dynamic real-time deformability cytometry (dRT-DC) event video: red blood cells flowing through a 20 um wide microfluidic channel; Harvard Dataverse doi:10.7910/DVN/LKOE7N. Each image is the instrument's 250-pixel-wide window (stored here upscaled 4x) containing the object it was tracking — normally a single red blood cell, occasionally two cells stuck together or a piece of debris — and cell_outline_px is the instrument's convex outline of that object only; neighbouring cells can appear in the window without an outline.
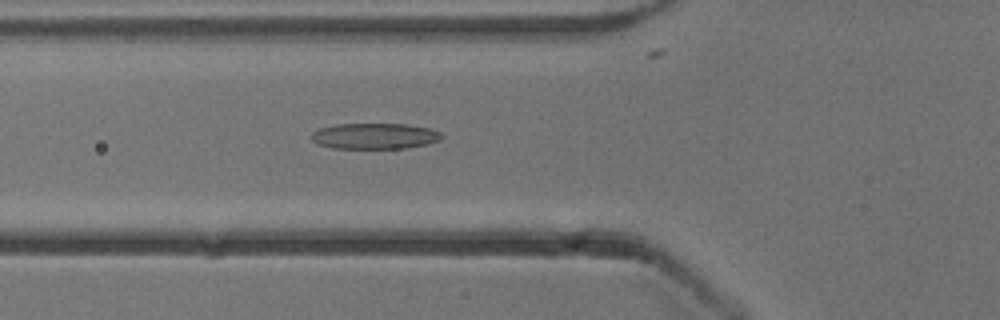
{"species": "common noctule bat (a hibernating species)", "species_latin": "Nyctalus noctula", "temperature_condition": "cold", "stored_images_in_passage": 46, "camera_frame_rate_fps": 3000, "um_per_image_px": 0.085, "animal": {"sex": "male", "body_mass_g": 13.3}, "frame": {"image": 1, "passage_image": 12, "time_ms": 3.667, "image_size_px": [1000, 320], "cell_outline_px": [[444, 136], [440, 140], [428, 144], [404, 148], [332, 148], [316, 144], [308, 136], [312, 132], [320, 128], [336, 124], [408, 124], [428, 128], [440, 132]], "centroid_in_image_um": [31.82, 11.56], "position_along_channel_um": 94.0, "area_um2": 19.77}}
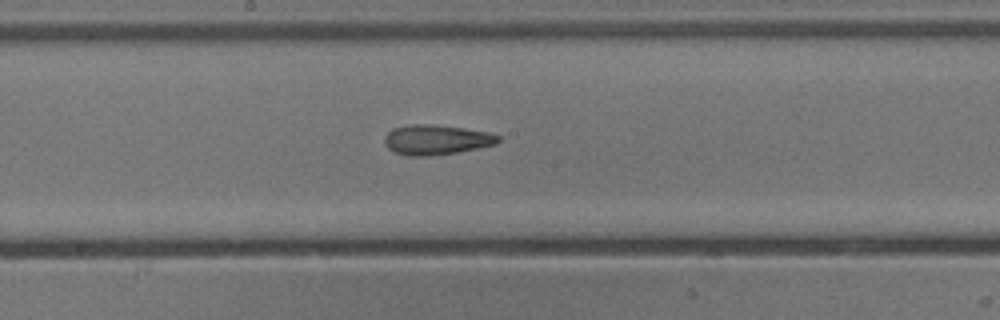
{"frame": {"image": 2, "passage_image": 21, "time_ms": 6.667, "image_size_px": [1000, 320], "cell_outline_px": [[500, 140], [496, 144], [456, 152], [428, 156], [408, 156], [396, 152], [388, 148], [384, 144], [384, 136], [392, 128], [412, 124], [432, 124], [464, 128], [488, 132], [500, 136]], "centroid_in_image_um": [37.06, 11.87], "position_along_channel_um": 211.1, "area_um2": 19.77}}
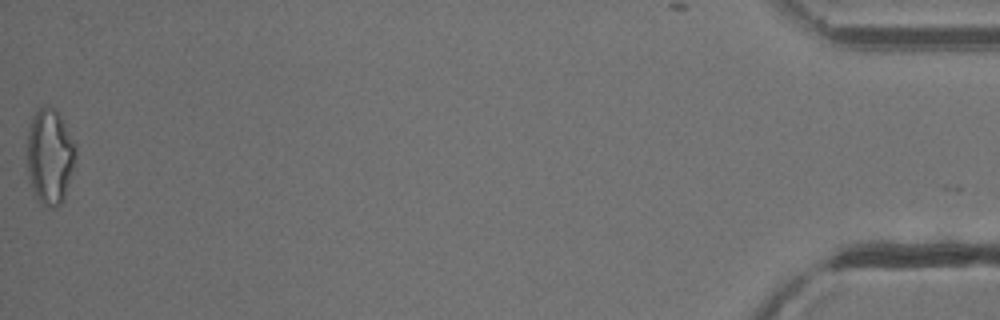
{"frame": {"image": 3, "passage_image": 46, "time_ms": 15.0, "image_size_px": [1000, 320], "cell_outline_px": [[76, 152], [64, 200], [60, 204], [52, 208], [48, 208], [40, 204], [32, 196], [28, 176], [28, 128], [32, 116], [44, 104], [52, 108], [60, 116], [76, 144]], "centroid_in_image_um": [4.21, 13.35], "position_along_channel_um": 431.0, "area_um2": 27.17}, "authors_computed_cell_mechanics": {"area_um2": 20.23, "velocity_mm_per_s": 3.8673, "shape_relaxation_time_tau1_ms": 5.9314, "shape_relaxation_time_tau2_ms": 3.0344, "deformation_change_tau1": 0.1744, "deformation_change_tau2": 0.1335}}